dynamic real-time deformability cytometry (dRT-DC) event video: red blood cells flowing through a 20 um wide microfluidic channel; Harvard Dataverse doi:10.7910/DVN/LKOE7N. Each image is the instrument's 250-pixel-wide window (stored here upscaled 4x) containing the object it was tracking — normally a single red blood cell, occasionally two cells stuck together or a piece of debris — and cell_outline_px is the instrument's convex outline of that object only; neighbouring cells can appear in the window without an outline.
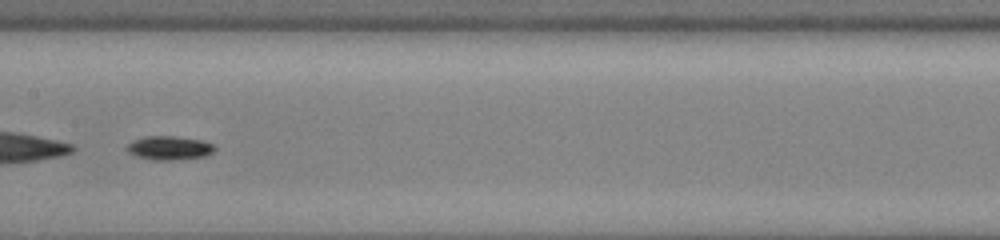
{"species": "common noctule bat (a hibernating species)", "species_latin": "Nyctalus noctula", "temperature_condition": "cold", "stored_images_in_passage": 42, "segment_of_instrument_passage": [2, 2], "camera_frame_rate_fps": 3000, "um_per_image_px": 0.085, "animal": {"sex": "male", "body_mass_g": 13.0, "forearm_length_mm": 53.1}, "frame": {"image": 1, "passage_image": 18, "time_ms": 5.667, "image_size_px": [1000, 240], "cell_outline_px": [[216, 148], [212, 152], [204, 156], [172, 160], [152, 160], [136, 156], [128, 152], [124, 148], [132, 140], [144, 136], [176, 136], [204, 140], [216, 144]], "centroid_in_image_um": [14.38, 12.56], "position_along_channel_um": 193.0, "area_um2": 12.43}}
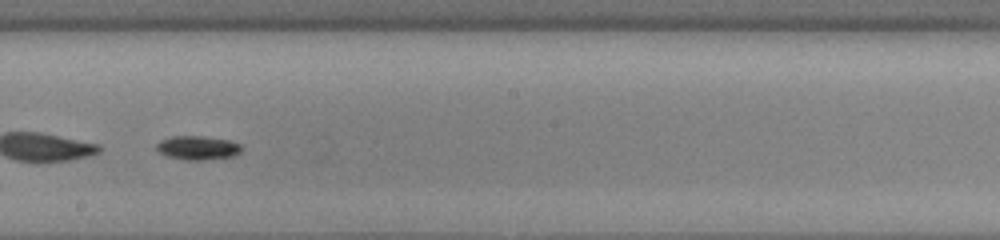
{"frame": {"image": 2, "passage_image": 21, "time_ms": 6.667, "image_size_px": [1000, 240], "cell_outline_px": [[240, 152], [232, 156], [200, 160], [188, 160], [168, 156], [160, 152], [156, 148], [156, 144], [160, 140], [172, 136], [204, 136], [232, 140], [240, 144]], "centroid_in_image_um": [16.8, 12.54], "position_along_channel_um": 231.4, "area_um2": 11.73}}